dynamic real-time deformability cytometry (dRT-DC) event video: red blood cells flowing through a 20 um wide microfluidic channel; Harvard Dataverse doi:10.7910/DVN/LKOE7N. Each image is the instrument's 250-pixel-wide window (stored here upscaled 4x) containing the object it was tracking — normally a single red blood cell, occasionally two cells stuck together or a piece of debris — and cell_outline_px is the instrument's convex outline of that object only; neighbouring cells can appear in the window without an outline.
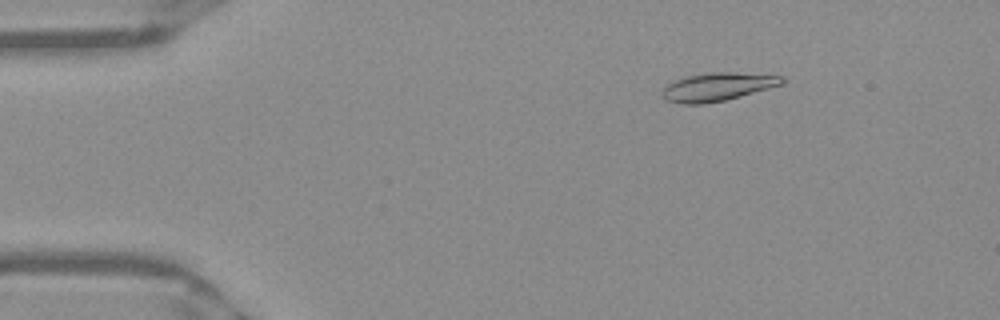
{"species": "Egyptian fruit bat (a non-hibernating species)", "species_latin": "Rousettus aegyptiacus", "temperature_condition": "warm", "stored_images_in_passage": 52, "camera_frame_rate_fps": 3000, "um_per_image_px": 0.085, "frame": {"image": 1, "passage_image": 8, "time_ms": 2.333, "image_size_px": [1000, 320], "cell_outline_px": [[784, 80], [780, 84], [740, 96], [724, 100], [704, 104], [680, 104], [668, 100], [660, 92], [664, 84], [684, 76], [712, 72], [732, 72], [784, 76]], "centroid_in_image_um": [60.89, 7.37], "position_along_channel_um": 24.1, "area_um2": 19.59}}
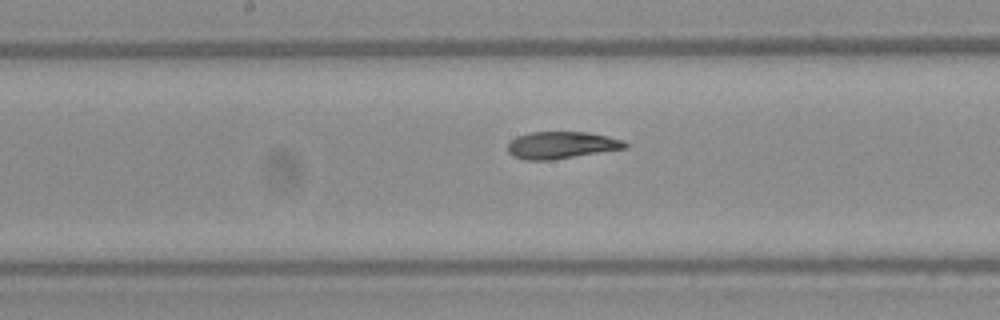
{"frame": {"image": 2, "passage_image": 27, "time_ms": 8.667, "image_size_px": [1000, 320], "cell_outline_px": [[628, 148], [552, 160], [524, 160], [512, 156], [508, 152], [508, 144], [516, 136], [528, 132], [588, 132], [608, 136], [624, 140], [628, 144]], "centroid_in_image_um": [47.73, 12.33], "position_along_channel_um": 200.5, "area_um2": 18.73}}
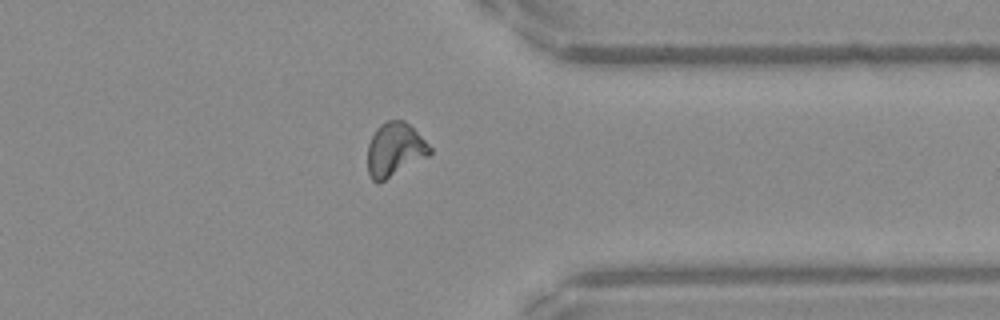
{"frame": {"image": 3, "passage_image": 41, "time_ms": 13.333, "image_size_px": [1000, 320], "cell_outline_px": [[432, 152], [428, 156], [384, 180], [376, 184], [372, 180], [368, 172], [368, 144], [376, 128], [380, 124], [388, 120], [404, 120], [432, 148]], "centroid_in_image_um": [33.53, 12.71], "position_along_channel_um": 377.9, "area_um2": 19.19}, "authors_computed_cell_mechanics": {"area_um2": 19.1896, "velocity_mm_per_s": 3.9348, "shape_relaxation_time_tau1_ms": 6.1989, "shape_relaxation_time_tau2_ms": 2.7484, "deformation_change_tau1": 0.185, "deformation_change_tau2": 0.0849}}